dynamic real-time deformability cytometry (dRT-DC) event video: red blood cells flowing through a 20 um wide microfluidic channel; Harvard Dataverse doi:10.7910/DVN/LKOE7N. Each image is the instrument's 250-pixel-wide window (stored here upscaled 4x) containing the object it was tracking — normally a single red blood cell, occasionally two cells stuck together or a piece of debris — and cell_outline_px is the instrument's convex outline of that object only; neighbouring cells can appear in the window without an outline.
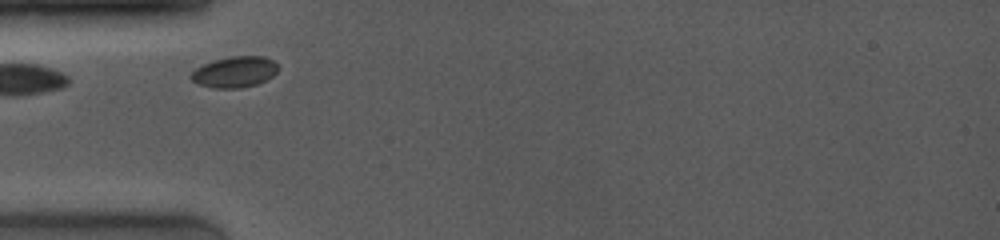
{"species": "common noctule bat (a hibernating species)", "species_latin": "Nyctalus noctula", "temperature_condition": "room temperature", "stored_images_in_passage": 7, "camera_frame_rate_fps": 4000, "um_per_image_px": 0.085, "animal": {"sex": "female", "body_mass_g": 19.0, "forearm_length_mm": 53.3}, "frame": {"image": 1, "passage_image": 2, "time_ms": 0.5, "image_size_px": [1000, 240], "cell_outline_px": [[280, 68], [272, 76], [256, 84], [240, 88], [212, 88], [196, 84], [188, 76], [196, 68], [212, 60], [232, 56], [264, 56], [272, 60]], "centroid_in_image_um": [19.91, 6.12], "position_along_channel_um": 65.1, "area_um2": 15.78}}